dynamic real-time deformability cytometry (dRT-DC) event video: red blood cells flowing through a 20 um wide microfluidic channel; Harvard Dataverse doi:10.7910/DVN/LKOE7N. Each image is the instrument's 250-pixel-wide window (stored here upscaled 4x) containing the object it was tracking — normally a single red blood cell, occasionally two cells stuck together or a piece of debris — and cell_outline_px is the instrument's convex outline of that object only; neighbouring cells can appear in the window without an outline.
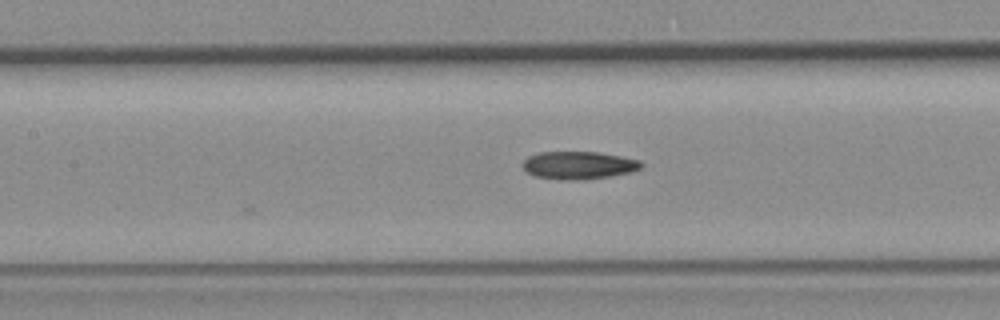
{"species": "common noctule bat (a hibernating species)", "species_latin": "Nyctalus noctula", "temperature_condition": "room temperature", "stored_images_in_passage": 6, "camera_frame_rate_fps": 3000, "um_per_image_px": 0.085, "animal": {"sex": "female", "body_mass_g": 19.3, "forearm_length_mm": 54.1}, "frame": {"image": 1, "passage_image": 5, "time_ms": 1.333, "image_size_px": [1000, 320], "cell_outline_px": [[644, 164], [640, 168], [632, 172], [612, 176], [584, 180], [564, 180], [536, 176], [528, 172], [520, 164], [528, 156], [540, 152], [596, 152], [620, 156], [640, 160]], "centroid_in_image_um": [49.2, 14.05], "position_along_channel_um": 158.2, "area_um2": 19.25}}
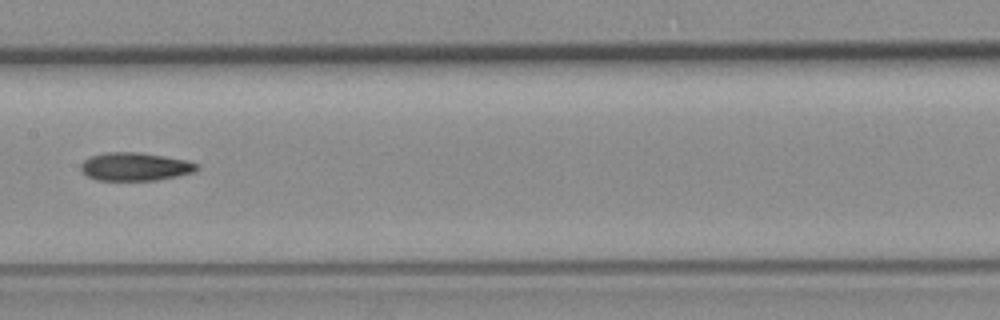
{"frame": {"image": 2, "passage_image": 6, "time_ms": 1.667, "image_size_px": [1000, 320], "cell_outline_px": [[200, 168], [196, 172], [156, 180], [96, 180], [88, 176], [80, 168], [80, 164], [84, 160], [92, 156], [104, 152], [136, 152], [164, 156], [188, 160], [200, 164]], "centroid_in_image_um": [11.53, 14.16], "position_along_channel_um": 195.9, "area_um2": 19.13}}